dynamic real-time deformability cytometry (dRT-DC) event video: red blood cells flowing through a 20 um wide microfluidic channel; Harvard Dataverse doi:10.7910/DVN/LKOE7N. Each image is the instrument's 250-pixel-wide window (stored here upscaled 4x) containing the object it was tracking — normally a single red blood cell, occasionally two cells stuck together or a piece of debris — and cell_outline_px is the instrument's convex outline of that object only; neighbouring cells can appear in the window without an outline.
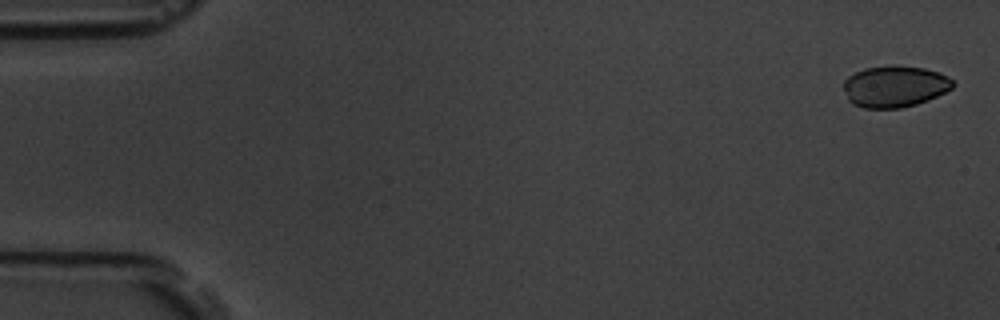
{"species": "common noctule bat (a hibernating species)", "species_latin": "Nyctalus noctula", "temperature_condition": "room temperature", "stored_images_in_passage": 9, "camera_frame_rate_fps": 3000, "um_per_image_px": 0.085, "animal": {"sex": "male", "body_mass_g": 19.5, "forearm_length_mm": 54.6}, "frame": {"image": 1, "passage_image": 1, "time_ms": 0.0, "image_size_px": [1000, 320], "cell_outline_px": [[956, 84], [952, 88], [928, 100], [916, 104], [900, 108], [864, 108], [852, 104], [848, 100], [844, 88], [844, 80], [848, 76], [864, 68], [924, 68], [940, 72], [952, 80]], "centroid_in_image_um": [76.05, 7.39], "position_along_channel_um": 9.0, "area_um2": 25.72}}
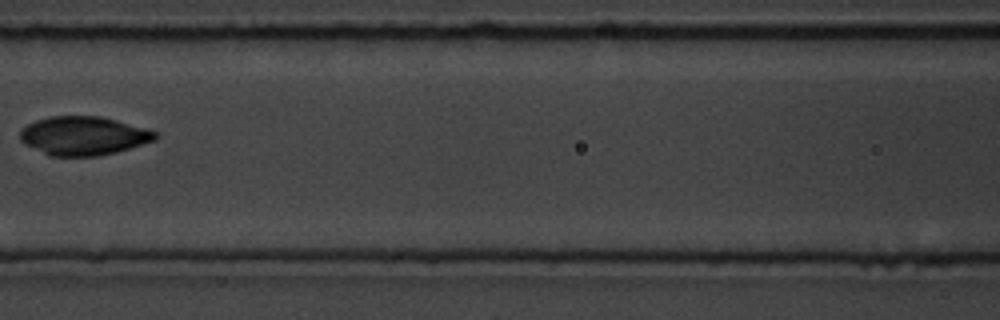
{"frame": {"image": 2, "passage_image": 8, "time_ms": 8.0, "image_size_px": [1000, 320], "cell_outline_px": [[160, 136], [156, 140], [116, 152], [96, 156], [52, 156], [24, 144], [20, 140], [20, 128], [36, 120], [52, 116], [100, 116], [148, 128], [156, 132]], "centroid_in_image_um": [7.11, 11.53], "position_along_channel_um": 159.5, "area_um2": 30.58}}
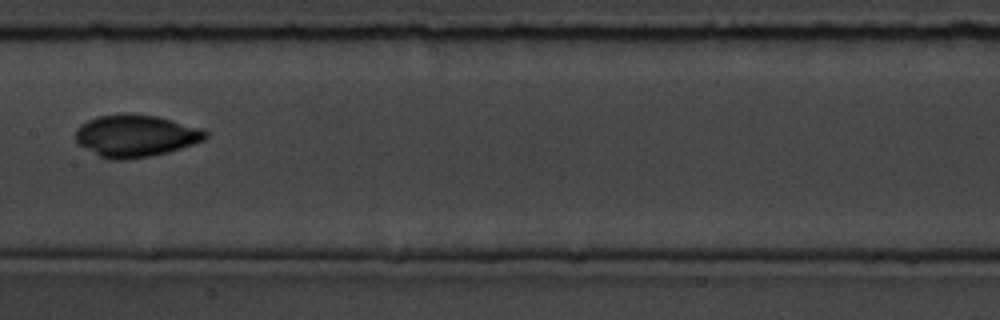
{"frame": {"image": 3, "passage_image": 9, "time_ms": 9.0, "image_size_px": [1000, 320], "cell_outline_px": [[208, 136], [204, 140], [168, 152], [148, 156], [124, 160], [108, 160], [100, 156], [80, 144], [76, 140], [76, 128], [80, 124], [96, 116], [156, 116], [200, 128], [208, 132]], "centroid_in_image_um": [11.53, 11.58], "position_along_channel_um": 195.9, "area_um2": 30.92}}